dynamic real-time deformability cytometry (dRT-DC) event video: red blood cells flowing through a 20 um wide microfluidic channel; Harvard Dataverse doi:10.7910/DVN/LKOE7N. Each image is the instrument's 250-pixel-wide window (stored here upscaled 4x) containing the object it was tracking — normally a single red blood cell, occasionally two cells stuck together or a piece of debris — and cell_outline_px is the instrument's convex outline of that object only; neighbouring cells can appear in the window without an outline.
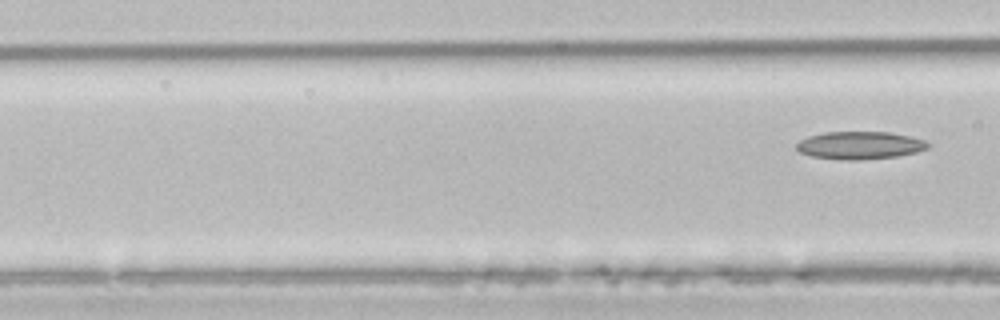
{"species": "common noctule bat (a hibernating species)", "species_latin": "Nyctalus noctula", "temperature_condition": "room temperature", "stored_images_in_passage": 6, "segment_of_instrument_passage": [2, 2], "camera_frame_rate_fps": 3000, "um_per_image_px": 0.085, "animal": {"sex": "male", "body_mass_g": 21.5, "forearm_length_mm": 52.0}, "frame": {"image": 1, "passage_image": 6, "time_ms": 7.667, "image_size_px": [1000, 320], "cell_outline_px": [[932, 144], [928, 148], [916, 152], [896, 156], [860, 160], [840, 160], [812, 156], [800, 152], [796, 148], [796, 144], [800, 140], [808, 136], [824, 132], [888, 132], [912, 136], [924, 140]], "centroid_in_image_um": [73.1, 12.35], "position_along_channel_um": 93.5, "area_um2": 21.33}}